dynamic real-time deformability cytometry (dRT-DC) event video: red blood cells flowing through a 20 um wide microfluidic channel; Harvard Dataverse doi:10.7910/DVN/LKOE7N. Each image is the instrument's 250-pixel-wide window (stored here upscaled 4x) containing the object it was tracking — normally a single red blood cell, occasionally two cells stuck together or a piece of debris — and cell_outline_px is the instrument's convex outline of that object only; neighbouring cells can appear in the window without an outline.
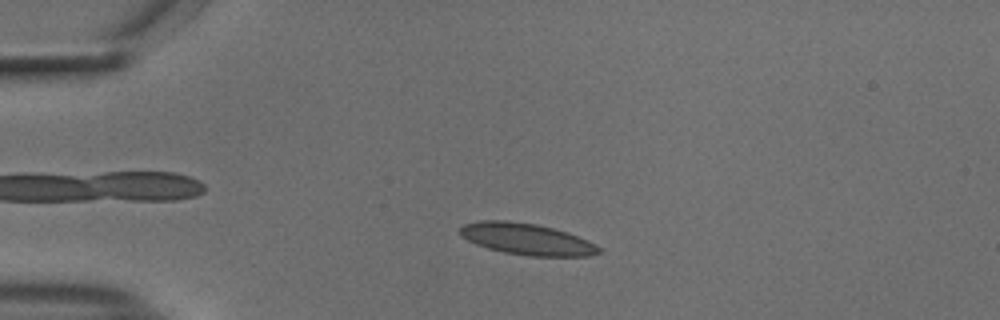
{"species": "common noctule bat (a hibernating species)", "species_latin": "Nyctalus noctula", "temperature_condition": "cold", "stored_images_in_passage": 51, "camera_frame_rate_fps": 3000, "um_per_image_px": 0.085, "animal": {"sex": "male", "body_mass_g": 18.8}, "frame": {"image": 1, "passage_image": 10, "time_ms": 3.0, "image_size_px": [1000, 320], "cell_outline_px": [[604, 252], [588, 256], [528, 256], [504, 252], [488, 248], [476, 244], [460, 236], [460, 228], [464, 224], [480, 220], [508, 220], [536, 224], [568, 232], [588, 240], [596, 244]], "centroid_in_image_um": [44.8, 20.32], "position_along_channel_um": 40.2, "area_um2": 25.61}}
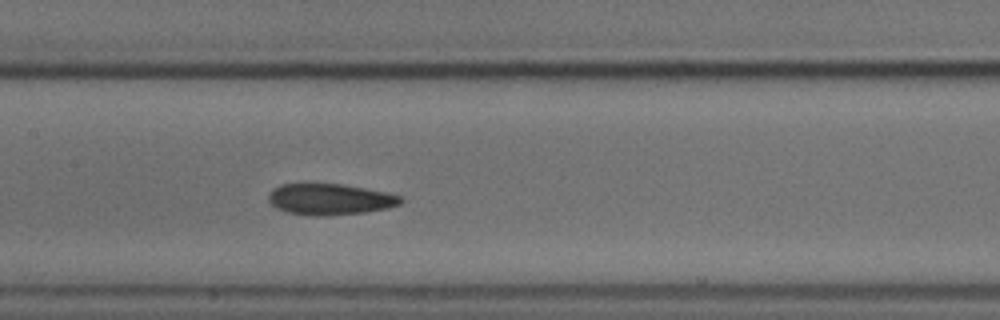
{"frame": {"image": 2, "passage_image": 24, "time_ms": 7.667, "image_size_px": [1000, 320], "cell_outline_px": [[404, 200], [400, 204], [388, 208], [364, 212], [324, 216], [312, 216], [288, 212], [276, 208], [268, 200], [268, 196], [272, 188], [280, 184], [344, 184], [388, 192], [400, 196]], "centroid_in_image_um": [28.05, 16.93], "position_along_channel_um": 179.3, "area_um2": 24.1}}
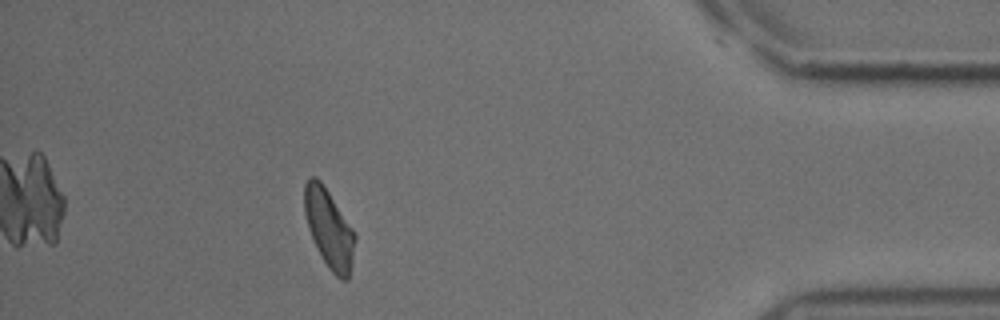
{"frame": {"image": 3, "passage_image": 46, "time_ms": 15.0, "image_size_px": [1000, 320], "cell_outline_px": [[356, 240], [352, 264], [348, 280], [340, 280], [328, 268], [312, 236], [304, 212], [304, 184], [308, 176], [316, 176], [320, 180], [352, 228], [356, 236]], "centroid_in_image_um": [27.98, 19.42], "position_along_channel_um": 407.2, "area_um2": 22.77}, "authors_computed_cell_mechanics": {"area_um2": 24.1026, "velocity_mm_per_s": 3.7113, "shape_relaxation_time_tau1_ms": 6.6248, "shape_relaxation_time_tau2_ms": 4.9187, "deformation_change_tau1": 0.141, "deformation_change_tau2": 0.1226}}